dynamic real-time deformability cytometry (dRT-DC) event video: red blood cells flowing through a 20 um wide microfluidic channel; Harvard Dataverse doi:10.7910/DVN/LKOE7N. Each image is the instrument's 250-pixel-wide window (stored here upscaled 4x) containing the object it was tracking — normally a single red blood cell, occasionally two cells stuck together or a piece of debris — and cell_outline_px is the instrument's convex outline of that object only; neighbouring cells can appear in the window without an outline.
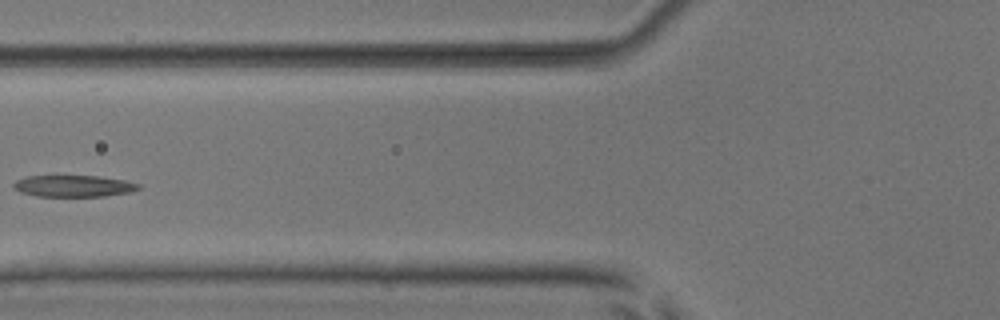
{"species": "common noctule bat (a hibernating species)", "species_latin": "Nyctalus noctula", "temperature_condition": "room temperature", "stored_images_in_passage": 5, "camera_frame_rate_fps": 3000, "um_per_image_px": 0.085, "animal": {"sex": "male", "body_mass_g": 17.9, "forearm_length_mm": 54.2}, "frame": {"image": 1, "passage_image": 4, "time_ms": 3.667, "image_size_px": [1000, 320], "cell_outline_px": [[140, 188], [132, 192], [104, 196], [36, 196], [20, 192], [12, 188], [12, 184], [16, 180], [24, 176], [100, 176], [128, 180], [140, 184]], "centroid_in_image_um": [6.26, 15.8], "position_along_channel_um": 119.5, "area_um2": 15.95}}
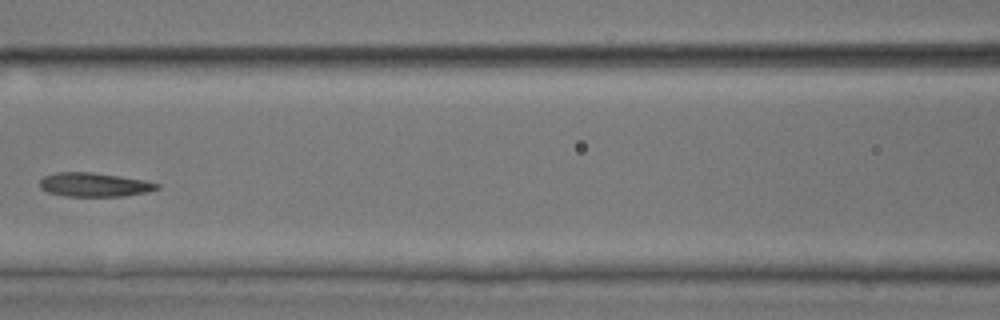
{"frame": {"image": 2, "passage_image": 5, "time_ms": 4.667, "image_size_px": [1000, 320], "cell_outline_px": [[160, 188], [148, 192], [120, 196], [68, 196], [48, 192], [40, 188], [40, 180], [44, 176], [56, 172], [92, 172], [144, 180], [160, 184]], "centroid_in_image_um": [8.01, 15.69], "position_along_channel_um": 158.6, "area_um2": 16.24}}